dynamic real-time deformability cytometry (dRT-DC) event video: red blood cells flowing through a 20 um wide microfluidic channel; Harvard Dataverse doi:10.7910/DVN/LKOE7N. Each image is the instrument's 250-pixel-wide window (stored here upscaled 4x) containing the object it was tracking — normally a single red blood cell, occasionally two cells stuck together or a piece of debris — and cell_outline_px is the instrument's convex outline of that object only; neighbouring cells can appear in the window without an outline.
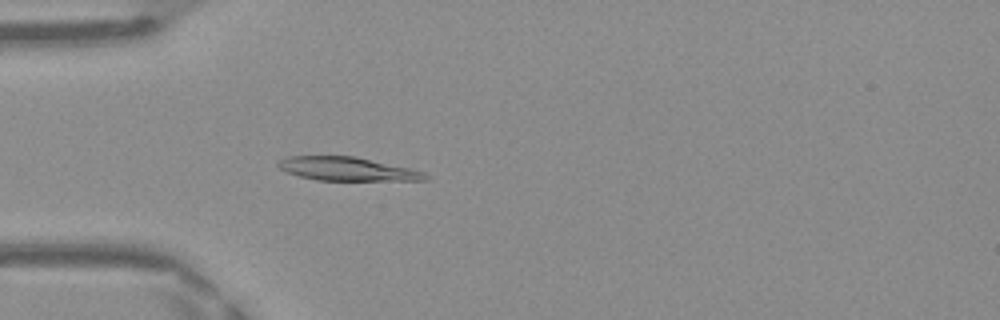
{"species": "Egyptian fruit bat (a non-hibernating species)", "species_latin": "Rousettus aegyptiacus", "temperature_condition": "warm", "stored_images_in_passage": 43, "camera_frame_rate_fps": 3000, "um_per_image_px": 0.085, "frame": {"image": 1, "passage_image": 9, "time_ms": 2.667, "image_size_px": [1000, 320], "cell_outline_px": [[432, 176], [428, 180], [316, 180], [300, 176], [288, 172], [280, 168], [276, 164], [280, 160], [288, 156], [356, 156], [408, 168], [424, 172]], "centroid_in_image_um": [29.54, 14.36], "position_along_channel_um": 55.5, "area_um2": 20.06}}
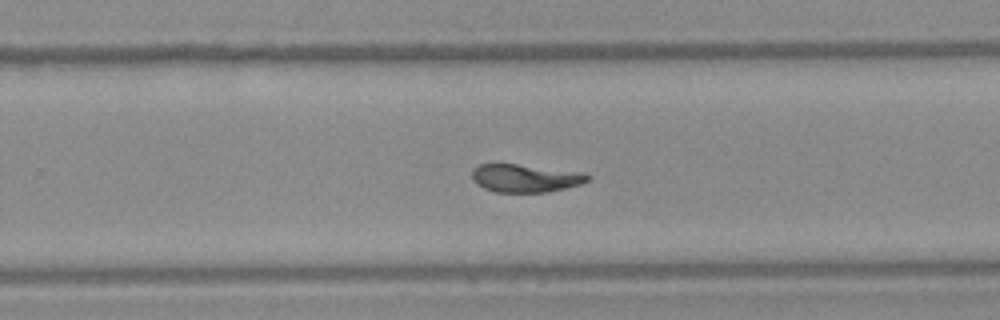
{"frame": {"image": 2, "passage_image": 26, "time_ms": 8.333, "image_size_px": [1000, 320], "cell_outline_px": [[592, 180], [580, 184], [548, 192], [496, 192], [484, 188], [476, 184], [472, 180], [472, 168], [480, 164], [492, 160], [496, 160], [584, 172], [592, 176]], "centroid_in_image_um": [44.61, 15.08], "position_along_channel_um": 285.2, "area_um2": 20.0}}
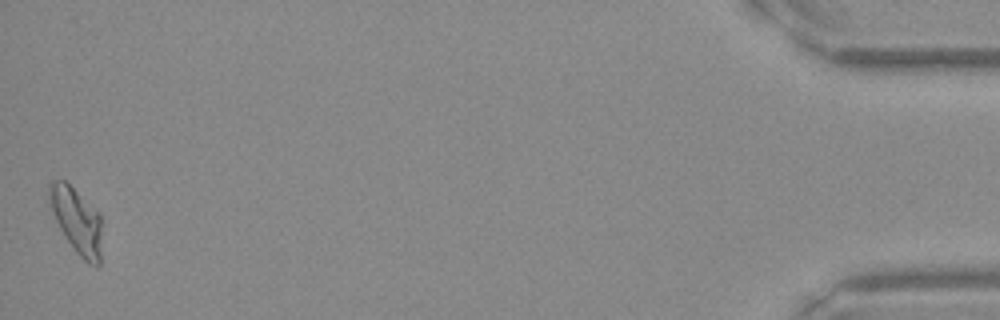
{"frame": {"image": 3, "passage_image": 43, "time_ms": 14.0, "image_size_px": [1000, 320], "cell_outline_px": [[100, 264], [96, 268], [88, 264], [76, 252], [64, 236], [56, 220], [48, 200], [48, 184], [52, 180], [64, 180], [100, 212]], "centroid_in_image_um": [6.51, 18.75], "position_along_channel_um": 428.7, "area_um2": 20.06}, "authors_computed_cell_mechanics": {"area_um2": 19.5942, "velocity_mm_per_s": 4.158, "shape_relaxation_time_tau1_ms": 8.2977, "shape_relaxation_time_tau2_ms": 2.2041, "deformation_change_tau1": 0.248, "deformation_change_tau2": 0.0742}}